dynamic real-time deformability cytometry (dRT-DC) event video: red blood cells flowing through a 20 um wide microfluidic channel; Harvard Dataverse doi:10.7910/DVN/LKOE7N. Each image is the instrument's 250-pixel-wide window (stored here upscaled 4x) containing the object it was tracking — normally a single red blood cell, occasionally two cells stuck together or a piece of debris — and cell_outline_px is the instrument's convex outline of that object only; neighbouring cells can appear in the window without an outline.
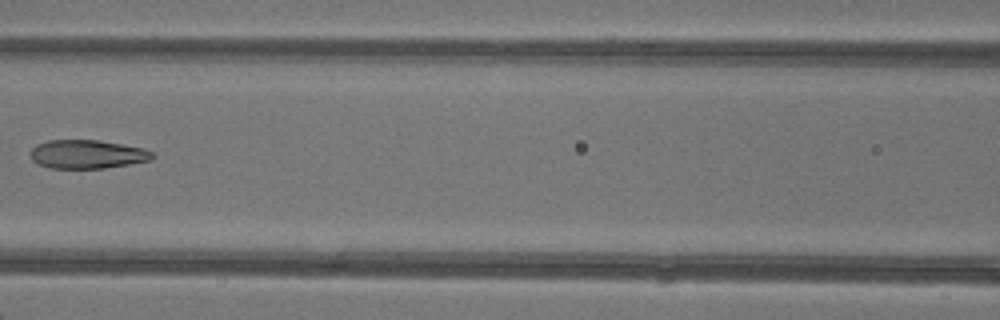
{"species": "common noctule bat (a hibernating species)", "species_latin": "Nyctalus noctula", "temperature_condition": "warm", "stored_images_in_passage": 7, "camera_frame_rate_fps": 3000, "um_per_image_px": 0.085, "animal": {"sex": "female"}, "frame": {"image": 1, "passage_image": 7, "time_ms": 7.0, "image_size_px": [1000, 320], "cell_outline_px": [[156, 156], [152, 160], [104, 168], [48, 168], [32, 160], [32, 148], [36, 144], [48, 140], [100, 140], [144, 148], [152, 152]], "centroid_in_image_um": [7.45, 13.1], "position_along_channel_um": 159.2, "area_um2": 20.35}}